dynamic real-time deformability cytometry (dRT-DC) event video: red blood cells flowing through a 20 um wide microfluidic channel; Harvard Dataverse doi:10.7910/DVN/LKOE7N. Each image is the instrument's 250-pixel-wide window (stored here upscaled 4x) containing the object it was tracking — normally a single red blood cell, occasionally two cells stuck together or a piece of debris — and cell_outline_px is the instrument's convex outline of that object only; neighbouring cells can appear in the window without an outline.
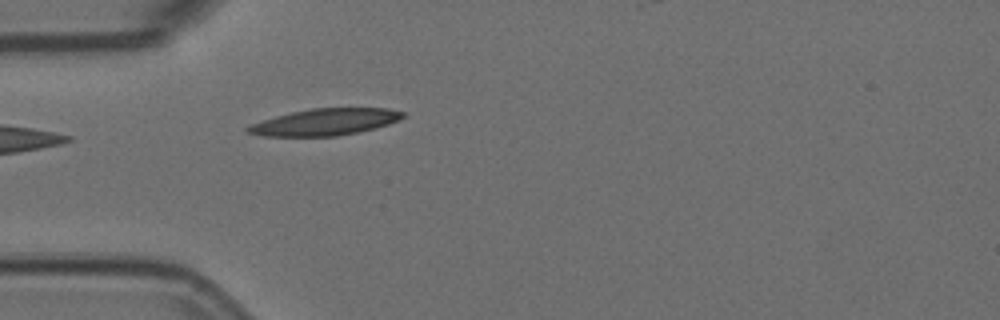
{"species": "Egyptian fruit bat (a non-hibernating species)", "species_latin": "Rousettus aegyptiacus", "temperature_condition": "room temperature", "stored_images_in_passage": 2, "camera_frame_rate_fps": 3000, "um_per_image_px": 0.085, "animal": {"sex": "female"}, "frame": {"image": 1, "passage_image": 2, "time_ms": 0.333, "image_size_px": [1000, 320], "cell_outline_px": [[404, 116], [400, 120], [376, 128], [360, 132], [336, 136], [264, 136], [248, 132], [244, 128], [252, 124], [276, 116], [292, 112], [312, 108], [388, 108], [404, 112]], "centroid_in_image_um": [27.67, 10.37], "position_along_channel_um": 57.3, "area_um2": 23.99}}